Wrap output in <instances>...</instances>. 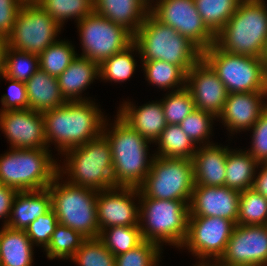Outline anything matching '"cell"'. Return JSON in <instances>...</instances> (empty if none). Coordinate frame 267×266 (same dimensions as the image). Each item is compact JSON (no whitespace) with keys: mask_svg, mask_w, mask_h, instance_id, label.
<instances>
[{"mask_svg":"<svg viewBox=\"0 0 267 266\" xmlns=\"http://www.w3.org/2000/svg\"><path fill=\"white\" fill-rule=\"evenodd\" d=\"M42 114L47 146L55 143L61 155L99 137L106 120L92 100L67 101Z\"/></svg>","mask_w":267,"mask_h":266,"instance_id":"1","label":"cell"},{"mask_svg":"<svg viewBox=\"0 0 267 266\" xmlns=\"http://www.w3.org/2000/svg\"><path fill=\"white\" fill-rule=\"evenodd\" d=\"M116 116L113 125L109 124L111 125L110 129L107 128V120L102 128V134L109 141L111 147L113 182L115 186L138 188L150 171L155 156L152 154L151 157L148 152V144L151 145L152 142L142 137L118 114Z\"/></svg>","mask_w":267,"mask_h":266,"instance_id":"2","label":"cell"},{"mask_svg":"<svg viewBox=\"0 0 267 266\" xmlns=\"http://www.w3.org/2000/svg\"><path fill=\"white\" fill-rule=\"evenodd\" d=\"M215 44L228 53L264 58L267 48V4L241 0L237 11L216 34Z\"/></svg>","mask_w":267,"mask_h":266,"instance_id":"3","label":"cell"},{"mask_svg":"<svg viewBox=\"0 0 267 266\" xmlns=\"http://www.w3.org/2000/svg\"><path fill=\"white\" fill-rule=\"evenodd\" d=\"M141 61L162 60L187 73L201 58L202 51L171 26L161 23L150 12L134 35Z\"/></svg>","mask_w":267,"mask_h":266,"instance_id":"4","label":"cell"},{"mask_svg":"<svg viewBox=\"0 0 267 266\" xmlns=\"http://www.w3.org/2000/svg\"><path fill=\"white\" fill-rule=\"evenodd\" d=\"M64 166L58 165V174L67 175L66 181L96 191L114 187L113 163L109 141L101 134L85 144L69 149Z\"/></svg>","mask_w":267,"mask_h":266,"instance_id":"5","label":"cell"},{"mask_svg":"<svg viewBox=\"0 0 267 266\" xmlns=\"http://www.w3.org/2000/svg\"><path fill=\"white\" fill-rule=\"evenodd\" d=\"M139 196V226L143 240L159 247L168 243L181 249L188 233L189 204L148 198L140 190Z\"/></svg>","mask_w":267,"mask_h":266,"instance_id":"6","label":"cell"},{"mask_svg":"<svg viewBox=\"0 0 267 266\" xmlns=\"http://www.w3.org/2000/svg\"><path fill=\"white\" fill-rule=\"evenodd\" d=\"M0 156V183L17 191L48 188L58 174V163L50 149L9 148Z\"/></svg>","mask_w":267,"mask_h":266,"instance_id":"7","label":"cell"},{"mask_svg":"<svg viewBox=\"0 0 267 266\" xmlns=\"http://www.w3.org/2000/svg\"><path fill=\"white\" fill-rule=\"evenodd\" d=\"M62 179L63 176L57 174L48 187L58 223L78 231L86 238H98V191L64 180L62 182Z\"/></svg>","mask_w":267,"mask_h":266,"instance_id":"8","label":"cell"},{"mask_svg":"<svg viewBox=\"0 0 267 266\" xmlns=\"http://www.w3.org/2000/svg\"><path fill=\"white\" fill-rule=\"evenodd\" d=\"M202 59L217 74L228 93L267 92L263 58L228 53L214 43L202 51Z\"/></svg>","mask_w":267,"mask_h":266,"instance_id":"9","label":"cell"},{"mask_svg":"<svg viewBox=\"0 0 267 266\" xmlns=\"http://www.w3.org/2000/svg\"><path fill=\"white\" fill-rule=\"evenodd\" d=\"M194 185L192 159L154 156L150 171L138 188L148 198L189 204Z\"/></svg>","mask_w":267,"mask_h":266,"instance_id":"10","label":"cell"},{"mask_svg":"<svg viewBox=\"0 0 267 266\" xmlns=\"http://www.w3.org/2000/svg\"><path fill=\"white\" fill-rule=\"evenodd\" d=\"M81 56L100 64L125 50L134 36L125 28L93 12L77 22Z\"/></svg>","mask_w":267,"mask_h":266,"instance_id":"11","label":"cell"},{"mask_svg":"<svg viewBox=\"0 0 267 266\" xmlns=\"http://www.w3.org/2000/svg\"><path fill=\"white\" fill-rule=\"evenodd\" d=\"M61 28L39 4L23 5L5 44L19 51L39 55L57 41Z\"/></svg>","mask_w":267,"mask_h":266,"instance_id":"12","label":"cell"},{"mask_svg":"<svg viewBox=\"0 0 267 266\" xmlns=\"http://www.w3.org/2000/svg\"><path fill=\"white\" fill-rule=\"evenodd\" d=\"M235 225L221 217L189 216L188 233L181 248L197 256L199 265H213L224 254Z\"/></svg>","mask_w":267,"mask_h":266,"instance_id":"13","label":"cell"},{"mask_svg":"<svg viewBox=\"0 0 267 266\" xmlns=\"http://www.w3.org/2000/svg\"><path fill=\"white\" fill-rule=\"evenodd\" d=\"M149 12L161 23L187 37L201 51L215 43L216 35L207 27L194 0H156Z\"/></svg>","mask_w":267,"mask_h":266,"instance_id":"14","label":"cell"},{"mask_svg":"<svg viewBox=\"0 0 267 266\" xmlns=\"http://www.w3.org/2000/svg\"><path fill=\"white\" fill-rule=\"evenodd\" d=\"M214 266H267V226L236 224Z\"/></svg>","mask_w":267,"mask_h":266,"instance_id":"15","label":"cell"},{"mask_svg":"<svg viewBox=\"0 0 267 266\" xmlns=\"http://www.w3.org/2000/svg\"><path fill=\"white\" fill-rule=\"evenodd\" d=\"M135 198H138V204L134 202ZM139 198V188L136 187L114 186L98 191L99 231L113 226H139Z\"/></svg>","mask_w":267,"mask_h":266,"instance_id":"16","label":"cell"},{"mask_svg":"<svg viewBox=\"0 0 267 266\" xmlns=\"http://www.w3.org/2000/svg\"><path fill=\"white\" fill-rule=\"evenodd\" d=\"M0 130L10 148L48 149L43 114L31 109L0 111Z\"/></svg>","mask_w":267,"mask_h":266,"instance_id":"17","label":"cell"},{"mask_svg":"<svg viewBox=\"0 0 267 266\" xmlns=\"http://www.w3.org/2000/svg\"><path fill=\"white\" fill-rule=\"evenodd\" d=\"M186 88L191 92L196 109L219 116L228 91L202 58L186 73Z\"/></svg>","mask_w":267,"mask_h":266,"instance_id":"18","label":"cell"},{"mask_svg":"<svg viewBox=\"0 0 267 266\" xmlns=\"http://www.w3.org/2000/svg\"><path fill=\"white\" fill-rule=\"evenodd\" d=\"M240 192L226 186L194 185L189 216H213L233 221L237 224Z\"/></svg>","mask_w":267,"mask_h":266,"instance_id":"19","label":"cell"},{"mask_svg":"<svg viewBox=\"0 0 267 266\" xmlns=\"http://www.w3.org/2000/svg\"><path fill=\"white\" fill-rule=\"evenodd\" d=\"M266 98L267 92L228 93L217 118L231 134L249 131L267 109Z\"/></svg>","mask_w":267,"mask_h":266,"instance_id":"20","label":"cell"},{"mask_svg":"<svg viewBox=\"0 0 267 266\" xmlns=\"http://www.w3.org/2000/svg\"><path fill=\"white\" fill-rule=\"evenodd\" d=\"M136 107L132 102L125 101L117 114L142 137L155 143L167 126L161 100Z\"/></svg>","mask_w":267,"mask_h":266,"instance_id":"21","label":"cell"},{"mask_svg":"<svg viewBox=\"0 0 267 266\" xmlns=\"http://www.w3.org/2000/svg\"><path fill=\"white\" fill-rule=\"evenodd\" d=\"M199 147L192 157L195 185L225 186L228 146L213 143Z\"/></svg>","mask_w":267,"mask_h":266,"instance_id":"22","label":"cell"},{"mask_svg":"<svg viewBox=\"0 0 267 266\" xmlns=\"http://www.w3.org/2000/svg\"><path fill=\"white\" fill-rule=\"evenodd\" d=\"M52 209L49 188L33 191H18L15 195L7 227L26 230L36 218Z\"/></svg>","mask_w":267,"mask_h":266,"instance_id":"23","label":"cell"},{"mask_svg":"<svg viewBox=\"0 0 267 266\" xmlns=\"http://www.w3.org/2000/svg\"><path fill=\"white\" fill-rule=\"evenodd\" d=\"M99 77V64L77 54L57 80L66 101H86L89 99L81 94Z\"/></svg>","mask_w":267,"mask_h":266,"instance_id":"24","label":"cell"},{"mask_svg":"<svg viewBox=\"0 0 267 266\" xmlns=\"http://www.w3.org/2000/svg\"><path fill=\"white\" fill-rule=\"evenodd\" d=\"M150 7L142 0H94V12L128 30L133 36Z\"/></svg>","mask_w":267,"mask_h":266,"instance_id":"25","label":"cell"},{"mask_svg":"<svg viewBox=\"0 0 267 266\" xmlns=\"http://www.w3.org/2000/svg\"><path fill=\"white\" fill-rule=\"evenodd\" d=\"M26 90L29 109L33 111L43 113L67 102L60 92L57 78L41 69L26 82Z\"/></svg>","mask_w":267,"mask_h":266,"instance_id":"26","label":"cell"},{"mask_svg":"<svg viewBox=\"0 0 267 266\" xmlns=\"http://www.w3.org/2000/svg\"><path fill=\"white\" fill-rule=\"evenodd\" d=\"M33 246L25 230L2 226L0 266H33Z\"/></svg>","mask_w":267,"mask_h":266,"instance_id":"27","label":"cell"},{"mask_svg":"<svg viewBox=\"0 0 267 266\" xmlns=\"http://www.w3.org/2000/svg\"><path fill=\"white\" fill-rule=\"evenodd\" d=\"M258 162L247 150H228L225 186L243 192L252 188Z\"/></svg>","mask_w":267,"mask_h":266,"instance_id":"28","label":"cell"},{"mask_svg":"<svg viewBox=\"0 0 267 266\" xmlns=\"http://www.w3.org/2000/svg\"><path fill=\"white\" fill-rule=\"evenodd\" d=\"M155 143L159 157L192 159L197 149L180 125L167 124Z\"/></svg>","mask_w":267,"mask_h":266,"instance_id":"29","label":"cell"},{"mask_svg":"<svg viewBox=\"0 0 267 266\" xmlns=\"http://www.w3.org/2000/svg\"><path fill=\"white\" fill-rule=\"evenodd\" d=\"M142 68L149 84L159 89L174 91L186 87V73L177 65L162 60L142 61ZM177 88V89H175Z\"/></svg>","mask_w":267,"mask_h":266,"instance_id":"30","label":"cell"},{"mask_svg":"<svg viewBox=\"0 0 267 266\" xmlns=\"http://www.w3.org/2000/svg\"><path fill=\"white\" fill-rule=\"evenodd\" d=\"M38 69L37 54L19 51L4 45L0 71L6 77L26 83Z\"/></svg>","mask_w":267,"mask_h":266,"instance_id":"31","label":"cell"},{"mask_svg":"<svg viewBox=\"0 0 267 266\" xmlns=\"http://www.w3.org/2000/svg\"><path fill=\"white\" fill-rule=\"evenodd\" d=\"M139 52L138 46L133 42L125 50L112 55L99 64L100 80L124 82L131 78L136 69V59L133 52ZM133 54V55H132Z\"/></svg>","mask_w":267,"mask_h":266,"instance_id":"32","label":"cell"},{"mask_svg":"<svg viewBox=\"0 0 267 266\" xmlns=\"http://www.w3.org/2000/svg\"><path fill=\"white\" fill-rule=\"evenodd\" d=\"M241 0H194L198 13L216 35L237 11Z\"/></svg>","mask_w":267,"mask_h":266,"instance_id":"33","label":"cell"},{"mask_svg":"<svg viewBox=\"0 0 267 266\" xmlns=\"http://www.w3.org/2000/svg\"><path fill=\"white\" fill-rule=\"evenodd\" d=\"M87 238L78 231L58 223L50 243L44 249L48 259H71Z\"/></svg>","mask_w":267,"mask_h":266,"instance_id":"34","label":"cell"},{"mask_svg":"<svg viewBox=\"0 0 267 266\" xmlns=\"http://www.w3.org/2000/svg\"><path fill=\"white\" fill-rule=\"evenodd\" d=\"M98 238L114 256L126 253L144 241L140 226H113L105 228L100 232Z\"/></svg>","mask_w":267,"mask_h":266,"instance_id":"35","label":"cell"},{"mask_svg":"<svg viewBox=\"0 0 267 266\" xmlns=\"http://www.w3.org/2000/svg\"><path fill=\"white\" fill-rule=\"evenodd\" d=\"M77 51L72 43L58 39L55 43L49 45L45 51L38 55L39 69L47 74L58 77L61 75L71 61L77 56Z\"/></svg>","mask_w":267,"mask_h":266,"instance_id":"36","label":"cell"},{"mask_svg":"<svg viewBox=\"0 0 267 266\" xmlns=\"http://www.w3.org/2000/svg\"><path fill=\"white\" fill-rule=\"evenodd\" d=\"M39 5L62 27L67 19L77 23L94 12V0H41Z\"/></svg>","mask_w":267,"mask_h":266,"instance_id":"37","label":"cell"},{"mask_svg":"<svg viewBox=\"0 0 267 266\" xmlns=\"http://www.w3.org/2000/svg\"><path fill=\"white\" fill-rule=\"evenodd\" d=\"M237 224L266 225L267 199L252 188L240 192Z\"/></svg>","mask_w":267,"mask_h":266,"instance_id":"38","label":"cell"},{"mask_svg":"<svg viewBox=\"0 0 267 266\" xmlns=\"http://www.w3.org/2000/svg\"><path fill=\"white\" fill-rule=\"evenodd\" d=\"M161 100L167 124L180 125L196 109L191 92L186 87L178 91H170Z\"/></svg>","mask_w":267,"mask_h":266,"instance_id":"39","label":"cell"},{"mask_svg":"<svg viewBox=\"0 0 267 266\" xmlns=\"http://www.w3.org/2000/svg\"><path fill=\"white\" fill-rule=\"evenodd\" d=\"M216 118L210 112L195 109L180 123V126L195 145H210L213 144L209 141V137L213 131V120Z\"/></svg>","mask_w":267,"mask_h":266,"instance_id":"40","label":"cell"},{"mask_svg":"<svg viewBox=\"0 0 267 266\" xmlns=\"http://www.w3.org/2000/svg\"><path fill=\"white\" fill-rule=\"evenodd\" d=\"M70 260L79 266H115V256L99 238H87Z\"/></svg>","mask_w":267,"mask_h":266,"instance_id":"41","label":"cell"},{"mask_svg":"<svg viewBox=\"0 0 267 266\" xmlns=\"http://www.w3.org/2000/svg\"><path fill=\"white\" fill-rule=\"evenodd\" d=\"M162 248L144 240L136 248L115 256V266H158Z\"/></svg>","mask_w":267,"mask_h":266,"instance_id":"42","label":"cell"},{"mask_svg":"<svg viewBox=\"0 0 267 266\" xmlns=\"http://www.w3.org/2000/svg\"><path fill=\"white\" fill-rule=\"evenodd\" d=\"M57 224V216L54 210L51 209L43 216H40L31 222L25 231L34 246L36 245L39 247L40 245V247L45 249L50 243Z\"/></svg>","mask_w":267,"mask_h":266,"instance_id":"43","label":"cell"},{"mask_svg":"<svg viewBox=\"0 0 267 266\" xmlns=\"http://www.w3.org/2000/svg\"><path fill=\"white\" fill-rule=\"evenodd\" d=\"M0 77L10 82L8 93L1 97L2 108L0 111L29 109L26 83L6 77L1 71Z\"/></svg>","mask_w":267,"mask_h":266,"instance_id":"44","label":"cell"},{"mask_svg":"<svg viewBox=\"0 0 267 266\" xmlns=\"http://www.w3.org/2000/svg\"><path fill=\"white\" fill-rule=\"evenodd\" d=\"M252 146L247 151L258 163H267V109L252 126Z\"/></svg>","mask_w":267,"mask_h":266,"instance_id":"45","label":"cell"},{"mask_svg":"<svg viewBox=\"0 0 267 266\" xmlns=\"http://www.w3.org/2000/svg\"><path fill=\"white\" fill-rule=\"evenodd\" d=\"M23 5L18 0H0V36L6 40Z\"/></svg>","mask_w":267,"mask_h":266,"instance_id":"46","label":"cell"},{"mask_svg":"<svg viewBox=\"0 0 267 266\" xmlns=\"http://www.w3.org/2000/svg\"><path fill=\"white\" fill-rule=\"evenodd\" d=\"M17 192L16 189L0 183V219H5L3 226H6L9 220L12 202Z\"/></svg>","mask_w":267,"mask_h":266,"instance_id":"47","label":"cell"},{"mask_svg":"<svg viewBox=\"0 0 267 266\" xmlns=\"http://www.w3.org/2000/svg\"><path fill=\"white\" fill-rule=\"evenodd\" d=\"M258 167L262 169L255 173L252 189L267 199V163H259Z\"/></svg>","mask_w":267,"mask_h":266,"instance_id":"48","label":"cell"},{"mask_svg":"<svg viewBox=\"0 0 267 266\" xmlns=\"http://www.w3.org/2000/svg\"><path fill=\"white\" fill-rule=\"evenodd\" d=\"M22 5L39 4L41 0H18Z\"/></svg>","mask_w":267,"mask_h":266,"instance_id":"49","label":"cell"},{"mask_svg":"<svg viewBox=\"0 0 267 266\" xmlns=\"http://www.w3.org/2000/svg\"><path fill=\"white\" fill-rule=\"evenodd\" d=\"M4 45H5V40L0 36V70L2 66V53H3Z\"/></svg>","mask_w":267,"mask_h":266,"instance_id":"50","label":"cell"},{"mask_svg":"<svg viewBox=\"0 0 267 266\" xmlns=\"http://www.w3.org/2000/svg\"><path fill=\"white\" fill-rule=\"evenodd\" d=\"M264 65H265V71L267 73V48H266V52H265V55H264Z\"/></svg>","mask_w":267,"mask_h":266,"instance_id":"51","label":"cell"},{"mask_svg":"<svg viewBox=\"0 0 267 266\" xmlns=\"http://www.w3.org/2000/svg\"><path fill=\"white\" fill-rule=\"evenodd\" d=\"M143 2H145L149 7L152 6V3L154 2V0H142Z\"/></svg>","mask_w":267,"mask_h":266,"instance_id":"52","label":"cell"},{"mask_svg":"<svg viewBox=\"0 0 267 266\" xmlns=\"http://www.w3.org/2000/svg\"><path fill=\"white\" fill-rule=\"evenodd\" d=\"M194 266H214V265H199L196 263V265H194Z\"/></svg>","mask_w":267,"mask_h":266,"instance_id":"53","label":"cell"}]
</instances>
